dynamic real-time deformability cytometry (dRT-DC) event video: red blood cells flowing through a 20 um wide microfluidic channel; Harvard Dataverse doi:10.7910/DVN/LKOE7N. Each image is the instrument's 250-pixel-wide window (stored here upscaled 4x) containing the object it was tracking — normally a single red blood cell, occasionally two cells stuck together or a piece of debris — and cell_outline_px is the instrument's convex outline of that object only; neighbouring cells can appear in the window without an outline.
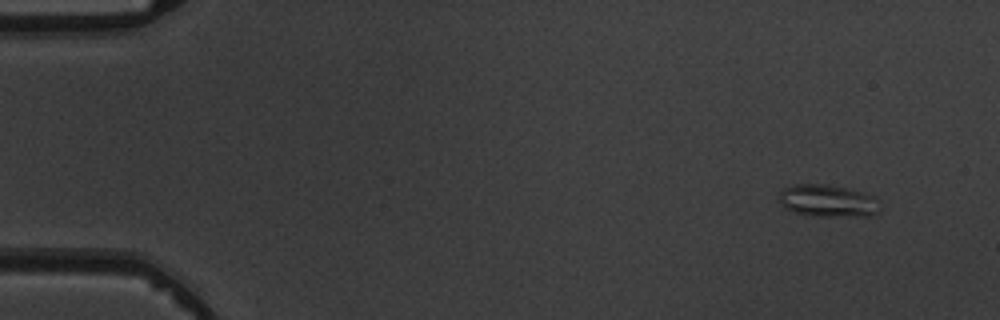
{"species": "common noctule bat (a hibernating species)", "species_latin": "Nyctalus noctula", "temperature_condition": "warm", "stored_images_in_passage": 5, "camera_frame_rate_fps": 3000, "um_per_image_px": 0.085, "animal": {"sex": "male", "body_mass_g": 19.5, "forearm_length_mm": 54.6}, "frame": {"image": 1, "passage_image": 1, "time_ms": 0.0, "image_size_px": [1000, 320], "cell_outline_px": [[880, 200], [876, 212], [868, 216], [812, 216], [792, 212], [784, 208], [780, 204], [780, 192], [784, 188], [796, 184], [828, 184], [848, 188], [876, 196]], "centroid_in_image_um": [70.35, 17.07], "position_along_channel_um": 14.6, "area_um2": 19.13}}
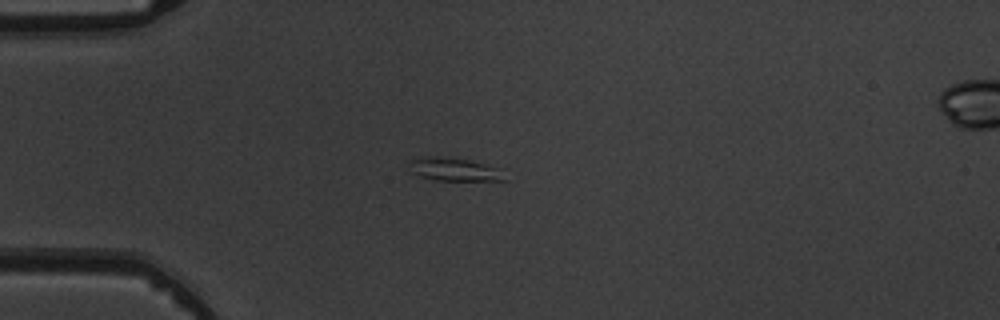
{"frame": {"image": 2, "passage_image": 4, "time_ms": 3.333, "image_size_px": [1000, 320], "cell_outline_px": [[508, 180], [432, 180], [420, 176], [412, 172], [412, 160], [428, 156], [440, 156], [468, 160], [504, 168]], "centroid_in_image_um": [38.75, 14.41], "position_along_channel_um": 46.2, "area_um2": 12.89}}